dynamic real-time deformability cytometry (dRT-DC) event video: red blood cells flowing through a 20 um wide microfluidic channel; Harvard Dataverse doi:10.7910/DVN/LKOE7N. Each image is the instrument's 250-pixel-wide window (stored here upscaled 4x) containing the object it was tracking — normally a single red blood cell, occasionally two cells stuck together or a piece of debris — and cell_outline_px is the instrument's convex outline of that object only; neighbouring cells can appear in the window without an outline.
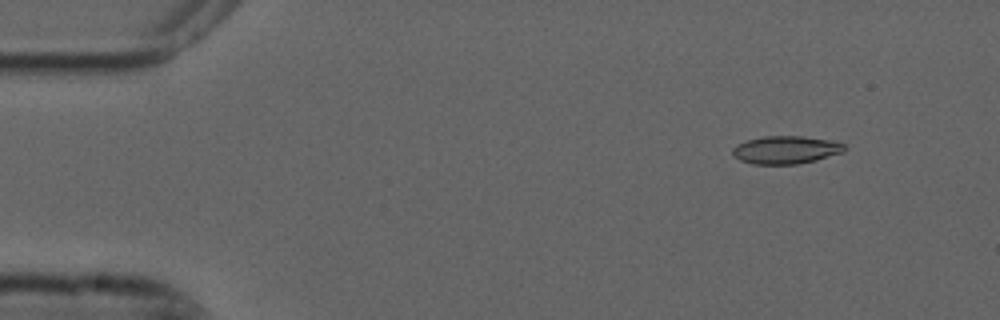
{"species": "common noctule bat (a hibernating species)", "species_latin": "Nyctalus noctula", "temperature_condition": "cold", "stored_images_in_passage": 5, "camera_frame_rate_fps": 3000, "um_per_image_px": 0.085, "animal": {"sex": "male", "forearm_length_mm": 52.5}, "frame": {"image": 1, "passage_image": 2, "time_ms": 0.333, "image_size_px": [1000, 320], "cell_outline_px": [[848, 148], [844, 152], [816, 160], [796, 164], [752, 164], [740, 160], [732, 152], [732, 148], [736, 144], [748, 140], [764, 136], [804, 136], [828, 140], [844, 144]], "centroid_in_image_um": [66.81, 12.74], "position_along_channel_um": 18.2, "area_um2": 18.15}}
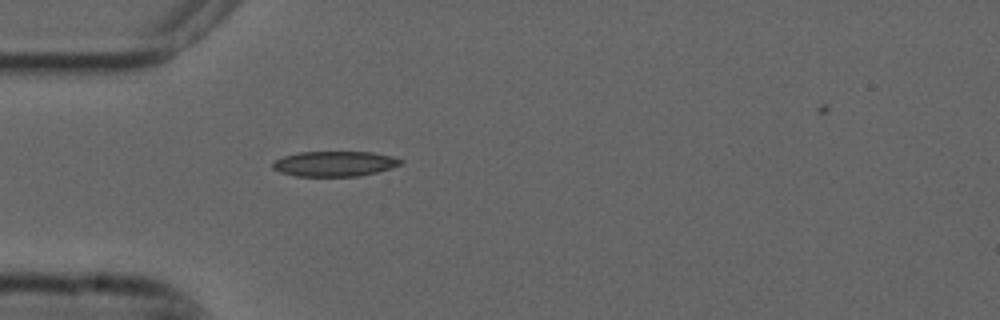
{"frame": {"image": 2, "passage_image": 5, "time_ms": 1.333, "image_size_px": [1000, 320], "cell_outline_px": [[404, 160], [400, 164], [376, 172], [356, 176], [296, 176], [280, 172], [272, 168], [272, 164], [276, 160], [284, 156], [300, 152], [372, 152], [392, 156]], "centroid_in_image_um": [28.42, 13.91], "position_along_channel_um": 56.6, "area_um2": 18.55}}